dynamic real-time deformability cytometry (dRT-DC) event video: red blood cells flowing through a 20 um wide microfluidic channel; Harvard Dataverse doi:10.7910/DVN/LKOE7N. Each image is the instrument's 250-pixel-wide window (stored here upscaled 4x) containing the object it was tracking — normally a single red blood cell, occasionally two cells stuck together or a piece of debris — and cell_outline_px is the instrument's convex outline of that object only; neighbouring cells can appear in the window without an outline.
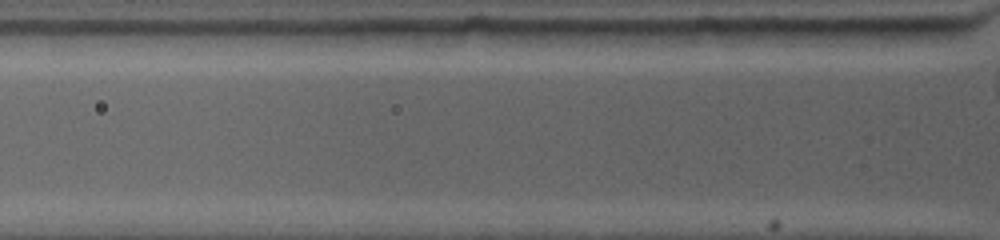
{"species": "common noctule bat (a hibernating species)", "species_latin": "Nyctalus noctula", "temperature_condition": "warm", "stored_images_in_passage": 2, "camera_frame_rate_fps": 4500, "um_per_image_px": 0.085, "animal": {"sex": "female", "body_mass_g": 19.0, "forearm_length_mm": 53.3}, "frame": {"image": 1, "passage_image": 2, "time_ms": 0.667, "image_size_px": [1000, 240], "cell_outline_px": [[832, 28], [824, 32], [792, 44], [688, 44], [672, 32], [676, 28]], "centroid_in_image_um": [63.43, 3.01], "position_along_channel_um": 62.4, "area_um2": 15.55}}